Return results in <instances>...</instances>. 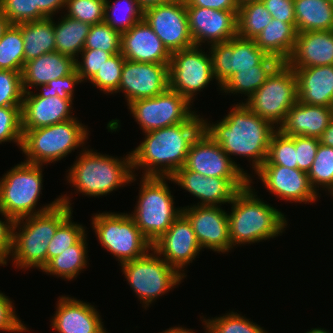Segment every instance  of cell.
<instances>
[{"mask_svg":"<svg viewBox=\"0 0 333 333\" xmlns=\"http://www.w3.org/2000/svg\"><path fill=\"white\" fill-rule=\"evenodd\" d=\"M169 88V64L142 63L125 59L119 92L127 103L155 97Z\"/></svg>","mask_w":333,"mask_h":333,"instance_id":"obj_18","label":"cell"},{"mask_svg":"<svg viewBox=\"0 0 333 333\" xmlns=\"http://www.w3.org/2000/svg\"><path fill=\"white\" fill-rule=\"evenodd\" d=\"M82 61L76 59L75 66L81 81L91 80L99 68L112 56L110 53L102 49H83L81 51Z\"/></svg>","mask_w":333,"mask_h":333,"instance_id":"obj_50","label":"cell"},{"mask_svg":"<svg viewBox=\"0 0 333 333\" xmlns=\"http://www.w3.org/2000/svg\"><path fill=\"white\" fill-rule=\"evenodd\" d=\"M120 53L126 60L142 63L169 64L171 59V53L144 19L121 33Z\"/></svg>","mask_w":333,"mask_h":333,"instance_id":"obj_23","label":"cell"},{"mask_svg":"<svg viewBox=\"0 0 333 333\" xmlns=\"http://www.w3.org/2000/svg\"><path fill=\"white\" fill-rule=\"evenodd\" d=\"M72 214L57 228L55 235L49 242L47 263L54 257L76 244L85 234L82 224L72 222Z\"/></svg>","mask_w":333,"mask_h":333,"instance_id":"obj_42","label":"cell"},{"mask_svg":"<svg viewBox=\"0 0 333 333\" xmlns=\"http://www.w3.org/2000/svg\"><path fill=\"white\" fill-rule=\"evenodd\" d=\"M53 18L20 23L24 41L25 63L39 56L56 51Z\"/></svg>","mask_w":333,"mask_h":333,"instance_id":"obj_32","label":"cell"},{"mask_svg":"<svg viewBox=\"0 0 333 333\" xmlns=\"http://www.w3.org/2000/svg\"><path fill=\"white\" fill-rule=\"evenodd\" d=\"M0 10L11 24L47 18L38 6H35V0H0Z\"/></svg>","mask_w":333,"mask_h":333,"instance_id":"obj_46","label":"cell"},{"mask_svg":"<svg viewBox=\"0 0 333 333\" xmlns=\"http://www.w3.org/2000/svg\"><path fill=\"white\" fill-rule=\"evenodd\" d=\"M106 0H66L64 15L90 25L104 22Z\"/></svg>","mask_w":333,"mask_h":333,"instance_id":"obj_45","label":"cell"},{"mask_svg":"<svg viewBox=\"0 0 333 333\" xmlns=\"http://www.w3.org/2000/svg\"><path fill=\"white\" fill-rule=\"evenodd\" d=\"M186 6L211 8L214 10H238L237 0H185Z\"/></svg>","mask_w":333,"mask_h":333,"instance_id":"obj_55","label":"cell"},{"mask_svg":"<svg viewBox=\"0 0 333 333\" xmlns=\"http://www.w3.org/2000/svg\"><path fill=\"white\" fill-rule=\"evenodd\" d=\"M223 207L191 205L182 208V213L191 223L202 249L226 253L231 250L228 214Z\"/></svg>","mask_w":333,"mask_h":333,"instance_id":"obj_19","label":"cell"},{"mask_svg":"<svg viewBox=\"0 0 333 333\" xmlns=\"http://www.w3.org/2000/svg\"><path fill=\"white\" fill-rule=\"evenodd\" d=\"M61 17L57 24L54 22L56 52L79 59L91 25L66 15Z\"/></svg>","mask_w":333,"mask_h":333,"instance_id":"obj_34","label":"cell"},{"mask_svg":"<svg viewBox=\"0 0 333 333\" xmlns=\"http://www.w3.org/2000/svg\"><path fill=\"white\" fill-rule=\"evenodd\" d=\"M124 62L125 58L121 53L110 56L90 80V83L103 91L104 94L117 93Z\"/></svg>","mask_w":333,"mask_h":333,"instance_id":"obj_43","label":"cell"},{"mask_svg":"<svg viewBox=\"0 0 333 333\" xmlns=\"http://www.w3.org/2000/svg\"><path fill=\"white\" fill-rule=\"evenodd\" d=\"M104 13V22L120 33L143 19V10L137 0H117L113 4L106 0Z\"/></svg>","mask_w":333,"mask_h":333,"instance_id":"obj_38","label":"cell"},{"mask_svg":"<svg viewBox=\"0 0 333 333\" xmlns=\"http://www.w3.org/2000/svg\"><path fill=\"white\" fill-rule=\"evenodd\" d=\"M88 128L77 118L33 130H22L21 151L24 162L30 164H50L66 157L69 153L84 146Z\"/></svg>","mask_w":333,"mask_h":333,"instance_id":"obj_6","label":"cell"},{"mask_svg":"<svg viewBox=\"0 0 333 333\" xmlns=\"http://www.w3.org/2000/svg\"><path fill=\"white\" fill-rule=\"evenodd\" d=\"M173 0H137L140 8L144 11L147 8L157 6L159 4H164Z\"/></svg>","mask_w":333,"mask_h":333,"instance_id":"obj_58","label":"cell"},{"mask_svg":"<svg viewBox=\"0 0 333 333\" xmlns=\"http://www.w3.org/2000/svg\"><path fill=\"white\" fill-rule=\"evenodd\" d=\"M143 19L170 53L194 46L185 0H173L147 8L143 11Z\"/></svg>","mask_w":333,"mask_h":333,"instance_id":"obj_14","label":"cell"},{"mask_svg":"<svg viewBox=\"0 0 333 333\" xmlns=\"http://www.w3.org/2000/svg\"><path fill=\"white\" fill-rule=\"evenodd\" d=\"M294 70L297 76L299 102L333 107V65Z\"/></svg>","mask_w":333,"mask_h":333,"instance_id":"obj_28","label":"cell"},{"mask_svg":"<svg viewBox=\"0 0 333 333\" xmlns=\"http://www.w3.org/2000/svg\"><path fill=\"white\" fill-rule=\"evenodd\" d=\"M84 149L70 167L67 176V182L72 184L77 193L92 197L107 196L113 190L136 181V174L132 171L131 152L119 159L87 147Z\"/></svg>","mask_w":333,"mask_h":333,"instance_id":"obj_5","label":"cell"},{"mask_svg":"<svg viewBox=\"0 0 333 333\" xmlns=\"http://www.w3.org/2000/svg\"><path fill=\"white\" fill-rule=\"evenodd\" d=\"M82 83L76 69L64 77L49 81L47 84H40L36 89L41 88V93H35L36 97H54L65 100H73L75 85Z\"/></svg>","mask_w":333,"mask_h":333,"instance_id":"obj_49","label":"cell"},{"mask_svg":"<svg viewBox=\"0 0 333 333\" xmlns=\"http://www.w3.org/2000/svg\"><path fill=\"white\" fill-rule=\"evenodd\" d=\"M152 249L184 277L186 275L183 269L190 265L202 250L191 223L183 213L152 244Z\"/></svg>","mask_w":333,"mask_h":333,"instance_id":"obj_21","label":"cell"},{"mask_svg":"<svg viewBox=\"0 0 333 333\" xmlns=\"http://www.w3.org/2000/svg\"><path fill=\"white\" fill-rule=\"evenodd\" d=\"M168 180L200 199L197 205L208 206L229 204L240 190L250 184V178L208 177L188 170L185 166L168 177Z\"/></svg>","mask_w":333,"mask_h":333,"instance_id":"obj_16","label":"cell"},{"mask_svg":"<svg viewBox=\"0 0 333 333\" xmlns=\"http://www.w3.org/2000/svg\"><path fill=\"white\" fill-rule=\"evenodd\" d=\"M160 333V332H159ZM161 333H195L194 331H192L191 329H186L184 327H171L168 330L166 329L165 331L161 332Z\"/></svg>","mask_w":333,"mask_h":333,"instance_id":"obj_60","label":"cell"},{"mask_svg":"<svg viewBox=\"0 0 333 333\" xmlns=\"http://www.w3.org/2000/svg\"><path fill=\"white\" fill-rule=\"evenodd\" d=\"M186 11L194 46L200 47L202 43H208L211 46L227 42L237 36L238 10L186 6Z\"/></svg>","mask_w":333,"mask_h":333,"instance_id":"obj_20","label":"cell"},{"mask_svg":"<svg viewBox=\"0 0 333 333\" xmlns=\"http://www.w3.org/2000/svg\"><path fill=\"white\" fill-rule=\"evenodd\" d=\"M286 63L293 69L333 65V30L298 33Z\"/></svg>","mask_w":333,"mask_h":333,"instance_id":"obj_26","label":"cell"},{"mask_svg":"<svg viewBox=\"0 0 333 333\" xmlns=\"http://www.w3.org/2000/svg\"><path fill=\"white\" fill-rule=\"evenodd\" d=\"M152 253H149L151 252ZM143 257L122 263L123 274L130 287L148 308L159 296L180 285L184 276L170 266L153 249Z\"/></svg>","mask_w":333,"mask_h":333,"instance_id":"obj_10","label":"cell"},{"mask_svg":"<svg viewBox=\"0 0 333 333\" xmlns=\"http://www.w3.org/2000/svg\"><path fill=\"white\" fill-rule=\"evenodd\" d=\"M307 174L316 193L322 187L333 196V147L319 143L315 159Z\"/></svg>","mask_w":333,"mask_h":333,"instance_id":"obj_39","label":"cell"},{"mask_svg":"<svg viewBox=\"0 0 333 333\" xmlns=\"http://www.w3.org/2000/svg\"><path fill=\"white\" fill-rule=\"evenodd\" d=\"M298 101L297 76L286 62H281L264 84L242 103L253 113L270 121L276 128Z\"/></svg>","mask_w":333,"mask_h":333,"instance_id":"obj_11","label":"cell"},{"mask_svg":"<svg viewBox=\"0 0 333 333\" xmlns=\"http://www.w3.org/2000/svg\"><path fill=\"white\" fill-rule=\"evenodd\" d=\"M72 101L58 96L36 97L33 91L25 92L21 107L22 130L48 127L75 118L71 115Z\"/></svg>","mask_w":333,"mask_h":333,"instance_id":"obj_25","label":"cell"},{"mask_svg":"<svg viewBox=\"0 0 333 333\" xmlns=\"http://www.w3.org/2000/svg\"><path fill=\"white\" fill-rule=\"evenodd\" d=\"M57 302L51 325L58 333H108L95 306L68 296Z\"/></svg>","mask_w":333,"mask_h":333,"instance_id":"obj_24","label":"cell"},{"mask_svg":"<svg viewBox=\"0 0 333 333\" xmlns=\"http://www.w3.org/2000/svg\"><path fill=\"white\" fill-rule=\"evenodd\" d=\"M141 178L139 199L130 216L144 237L153 244L182 213V207H174V198L166 182L168 177Z\"/></svg>","mask_w":333,"mask_h":333,"instance_id":"obj_8","label":"cell"},{"mask_svg":"<svg viewBox=\"0 0 333 333\" xmlns=\"http://www.w3.org/2000/svg\"><path fill=\"white\" fill-rule=\"evenodd\" d=\"M203 119L195 113L187 122L145 132L131 151L133 173L142 168V176L171 177L185 165L192 141L203 130Z\"/></svg>","mask_w":333,"mask_h":333,"instance_id":"obj_1","label":"cell"},{"mask_svg":"<svg viewBox=\"0 0 333 333\" xmlns=\"http://www.w3.org/2000/svg\"><path fill=\"white\" fill-rule=\"evenodd\" d=\"M84 49H102L111 55L121 52V33L107 23L90 26Z\"/></svg>","mask_w":333,"mask_h":333,"instance_id":"obj_44","label":"cell"},{"mask_svg":"<svg viewBox=\"0 0 333 333\" xmlns=\"http://www.w3.org/2000/svg\"><path fill=\"white\" fill-rule=\"evenodd\" d=\"M250 184L229 203L228 214L231 249L234 246L270 240L284 232L286 215L260 199Z\"/></svg>","mask_w":333,"mask_h":333,"instance_id":"obj_4","label":"cell"},{"mask_svg":"<svg viewBox=\"0 0 333 333\" xmlns=\"http://www.w3.org/2000/svg\"><path fill=\"white\" fill-rule=\"evenodd\" d=\"M12 303L8 296L0 292V331L22 333L29 330L25 324L21 323Z\"/></svg>","mask_w":333,"mask_h":333,"instance_id":"obj_52","label":"cell"},{"mask_svg":"<svg viewBox=\"0 0 333 333\" xmlns=\"http://www.w3.org/2000/svg\"><path fill=\"white\" fill-rule=\"evenodd\" d=\"M188 170L208 177L250 178L207 133L202 130L192 141L184 165Z\"/></svg>","mask_w":333,"mask_h":333,"instance_id":"obj_17","label":"cell"},{"mask_svg":"<svg viewBox=\"0 0 333 333\" xmlns=\"http://www.w3.org/2000/svg\"><path fill=\"white\" fill-rule=\"evenodd\" d=\"M239 4L243 3V2H246V1H249V0H237Z\"/></svg>","mask_w":333,"mask_h":333,"instance_id":"obj_62","label":"cell"},{"mask_svg":"<svg viewBox=\"0 0 333 333\" xmlns=\"http://www.w3.org/2000/svg\"><path fill=\"white\" fill-rule=\"evenodd\" d=\"M249 320L232 311L220 317L204 319L202 323L207 333H268L260 325Z\"/></svg>","mask_w":333,"mask_h":333,"instance_id":"obj_40","label":"cell"},{"mask_svg":"<svg viewBox=\"0 0 333 333\" xmlns=\"http://www.w3.org/2000/svg\"><path fill=\"white\" fill-rule=\"evenodd\" d=\"M319 141L322 145L333 147V117L331 118L328 127L319 138Z\"/></svg>","mask_w":333,"mask_h":333,"instance_id":"obj_57","label":"cell"},{"mask_svg":"<svg viewBox=\"0 0 333 333\" xmlns=\"http://www.w3.org/2000/svg\"><path fill=\"white\" fill-rule=\"evenodd\" d=\"M333 117V107L308 105L297 101L277 128L287 136L320 138Z\"/></svg>","mask_w":333,"mask_h":333,"instance_id":"obj_27","label":"cell"},{"mask_svg":"<svg viewBox=\"0 0 333 333\" xmlns=\"http://www.w3.org/2000/svg\"><path fill=\"white\" fill-rule=\"evenodd\" d=\"M5 217V221L0 219V264L7 265V258L12 251L13 226L14 220L0 211Z\"/></svg>","mask_w":333,"mask_h":333,"instance_id":"obj_54","label":"cell"},{"mask_svg":"<svg viewBox=\"0 0 333 333\" xmlns=\"http://www.w3.org/2000/svg\"><path fill=\"white\" fill-rule=\"evenodd\" d=\"M59 199L60 202L50 210L15 220L10 254L15 267L43 270L47 265L49 242L57 228L73 212L69 196L65 194L59 196Z\"/></svg>","mask_w":333,"mask_h":333,"instance_id":"obj_3","label":"cell"},{"mask_svg":"<svg viewBox=\"0 0 333 333\" xmlns=\"http://www.w3.org/2000/svg\"><path fill=\"white\" fill-rule=\"evenodd\" d=\"M91 223L101 246L120 264L143 257L152 249L130 213L99 212L94 214Z\"/></svg>","mask_w":333,"mask_h":333,"instance_id":"obj_9","label":"cell"},{"mask_svg":"<svg viewBox=\"0 0 333 333\" xmlns=\"http://www.w3.org/2000/svg\"><path fill=\"white\" fill-rule=\"evenodd\" d=\"M262 165H281L288 168H298L295 136L284 135L277 129L270 139L267 158Z\"/></svg>","mask_w":333,"mask_h":333,"instance_id":"obj_41","label":"cell"},{"mask_svg":"<svg viewBox=\"0 0 333 333\" xmlns=\"http://www.w3.org/2000/svg\"><path fill=\"white\" fill-rule=\"evenodd\" d=\"M272 22V16L261 0H249L239 4L237 36L254 40Z\"/></svg>","mask_w":333,"mask_h":333,"instance_id":"obj_36","label":"cell"},{"mask_svg":"<svg viewBox=\"0 0 333 333\" xmlns=\"http://www.w3.org/2000/svg\"><path fill=\"white\" fill-rule=\"evenodd\" d=\"M21 107H0V144L12 141L21 149L23 137Z\"/></svg>","mask_w":333,"mask_h":333,"instance_id":"obj_47","label":"cell"},{"mask_svg":"<svg viewBox=\"0 0 333 333\" xmlns=\"http://www.w3.org/2000/svg\"><path fill=\"white\" fill-rule=\"evenodd\" d=\"M201 46L171 53L169 63V88L185 97L190 103L198 91L214 80L210 54ZM195 95V96H194Z\"/></svg>","mask_w":333,"mask_h":333,"instance_id":"obj_13","label":"cell"},{"mask_svg":"<svg viewBox=\"0 0 333 333\" xmlns=\"http://www.w3.org/2000/svg\"><path fill=\"white\" fill-rule=\"evenodd\" d=\"M42 165L21 162L7 171L0 179V211L14 221L43 213L55 207L59 197L52 203L35 209L42 194Z\"/></svg>","mask_w":333,"mask_h":333,"instance_id":"obj_7","label":"cell"},{"mask_svg":"<svg viewBox=\"0 0 333 333\" xmlns=\"http://www.w3.org/2000/svg\"><path fill=\"white\" fill-rule=\"evenodd\" d=\"M86 237L87 234L60 255L52 258L42 271L50 275L62 277L68 281L76 278L79 272L85 269L88 262Z\"/></svg>","mask_w":333,"mask_h":333,"instance_id":"obj_35","label":"cell"},{"mask_svg":"<svg viewBox=\"0 0 333 333\" xmlns=\"http://www.w3.org/2000/svg\"><path fill=\"white\" fill-rule=\"evenodd\" d=\"M255 173L264 187L281 200L312 204L319 197L310 184L308 174L298 168L261 165Z\"/></svg>","mask_w":333,"mask_h":333,"instance_id":"obj_22","label":"cell"},{"mask_svg":"<svg viewBox=\"0 0 333 333\" xmlns=\"http://www.w3.org/2000/svg\"><path fill=\"white\" fill-rule=\"evenodd\" d=\"M75 62L74 58L56 51L26 62L21 72L24 92L71 74L76 69Z\"/></svg>","mask_w":333,"mask_h":333,"instance_id":"obj_29","label":"cell"},{"mask_svg":"<svg viewBox=\"0 0 333 333\" xmlns=\"http://www.w3.org/2000/svg\"><path fill=\"white\" fill-rule=\"evenodd\" d=\"M25 64L20 24H10L0 39V69L22 72Z\"/></svg>","mask_w":333,"mask_h":333,"instance_id":"obj_37","label":"cell"},{"mask_svg":"<svg viewBox=\"0 0 333 333\" xmlns=\"http://www.w3.org/2000/svg\"><path fill=\"white\" fill-rule=\"evenodd\" d=\"M306 333H330L329 330H324V328H312L310 331Z\"/></svg>","mask_w":333,"mask_h":333,"instance_id":"obj_61","label":"cell"},{"mask_svg":"<svg viewBox=\"0 0 333 333\" xmlns=\"http://www.w3.org/2000/svg\"><path fill=\"white\" fill-rule=\"evenodd\" d=\"M319 143L318 138L295 136L296 161L299 170L308 173L315 159Z\"/></svg>","mask_w":333,"mask_h":333,"instance_id":"obj_51","label":"cell"},{"mask_svg":"<svg viewBox=\"0 0 333 333\" xmlns=\"http://www.w3.org/2000/svg\"><path fill=\"white\" fill-rule=\"evenodd\" d=\"M24 93L21 72L0 69V107L22 106Z\"/></svg>","mask_w":333,"mask_h":333,"instance_id":"obj_48","label":"cell"},{"mask_svg":"<svg viewBox=\"0 0 333 333\" xmlns=\"http://www.w3.org/2000/svg\"><path fill=\"white\" fill-rule=\"evenodd\" d=\"M234 105L220 122L211 124L203 119V130L229 157L239 155L252 160L256 172L267 158L270 139L277 128L243 103Z\"/></svg>","mask_w":333,"mask_h":333,"instance_id":"obj_2","label":"cell"},{"mask_svg":"<svg viewBox=\"0 0 333 333\" xmlns=\"http://www.w3.org/2000/svg\"><path fill=\"white\" fill-rule=\"evenodd\" d=\"M281 62L268 55L255 69L236 72L222 87V93L245 94L249 99L266 81L267 77Z\"/></svg>","mask_w":333,"mask_h":333,"instance_id":"obj_33","label":"cell"},{"mask_svg":"<svg viewBox=\"0 0 333 333\" xmlns=\"http://www.w3.org/2000/svg\"><path fill=\"white\" fill-rule=\"evenodd\" d=\"M273 19L295 23L294 0H261Z\"/></svg>","mask_w":333,"mask_h":333,"instance_id":"obj_53","label":"cell"},{"mask_svg":"<svg viewBox=\"0 0 333 333\" xmlns=\"http://www.w3.org/2000/svg\"><path fill=\"white\" fill-rule=\"evenodd\" d=\"M11 23L0 10V39Z\"/></svg>","mask_w":333,"mask_h":333,"instance_id":"obj_59","label":"cell"},{"mask_svg":"<svg viewBox=\"0 0 333 333\" xmlns=\"http://www.w3.org/2000/svg\"><path fill=\"white\" fill-rule=\"evenodd\" d=\"M296 23L273 19L254 39L256 45L267 55L286 62L294 50L297 39Z\"/></svg>","mask_w":333,"mask_h":333,"instance_id":"obj_30","label":"cell"},{"mask_svg":"<svg viewBox=\"0 0 333 333\" xmlns=\"http://www.w3.org/2000/svg\"><path fill=\"white\" fill-rule=\"evenodd\" d=\"M127 105L143 133L187 122L196 113L185 97L170 88L155 97L138 99Z\"/></svg>","mask_w":333,"mask_h":333,"instance_id":"obj_12","label":"cell"},{"mask_svg":"<svg viewBox=\"0 0 333 333\" xmlns=\"http://www.w3.org/2000/svg\"><path fill=\"white\" fill-rule=\"evenodd\" d=\"M297 33L333 30L331 0H294Z\"/></svg>","mask_w":333,"mask_h":333,"instance_id":"obj_31","label":"cell"},{"mask_svg":"<svg viewBox=\"0 0 333 333\" xmlns=\"http://www.w3.org/2000/svg\"><path fill=\"white\" fill-rule=\"evenodd\" d=\"M65 5L66 0H35V6H38L47 18H53L60 9L65 8Z\"/></svg>","mask_w":333,"mask_h":333,"instance_id":"obj_56","label":"cell"},{"mask_svg":"<svg viewBox=\"0 0 333 333\" xmlns=\"http://www.w3.org/2000/svg\"><path fill=\"white\" fill-rule=\"evenodd\" d=\"M208 53L220 91L236 72L255 69V65H259L268 56L256 45L255 40L239 36L211 45Z\"/></svg>","mask_w":333,"mask_h":333,"instance_id":"obj_15","label":"cell"}]
</instances>
